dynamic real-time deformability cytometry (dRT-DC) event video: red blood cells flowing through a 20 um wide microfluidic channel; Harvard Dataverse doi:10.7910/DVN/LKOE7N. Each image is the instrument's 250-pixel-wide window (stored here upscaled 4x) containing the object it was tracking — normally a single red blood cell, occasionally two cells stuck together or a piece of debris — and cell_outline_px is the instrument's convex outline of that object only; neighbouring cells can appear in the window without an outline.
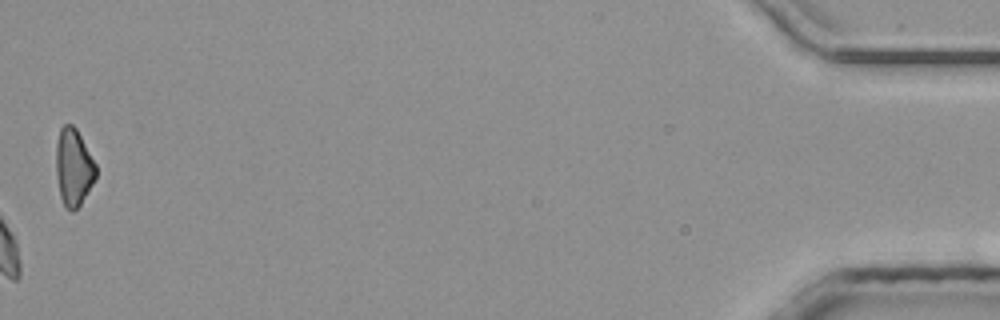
{"species": "common noctule bat (a hibernating species)", "species_latin": "Nyctalus noctula", "temperature_condition": "room temperature", "stored_images_in_passage": 43, "camera_frame_rate_fps": 3000, "um_per_image_px": 0.085, "animal": {"sex": "male", "body_mass_g": 20.4}, "frame": {"image": 1, "passage_image": 43, "time_ms": 14.0, "image_size_px": [1000, 320], "cell_outline_px": [[96, 176], [92, 184], [80, 204], [72, 212], [64, 204], [60, 196], [56, 176], [56, 144], [60, 128], [64, 124], [72, 124], [76, 128], [96, 164]], "centroid_in_image_um": [6.24, 14.19], "position_along_channel_um": 429.0, "area_um2": 17.74}}